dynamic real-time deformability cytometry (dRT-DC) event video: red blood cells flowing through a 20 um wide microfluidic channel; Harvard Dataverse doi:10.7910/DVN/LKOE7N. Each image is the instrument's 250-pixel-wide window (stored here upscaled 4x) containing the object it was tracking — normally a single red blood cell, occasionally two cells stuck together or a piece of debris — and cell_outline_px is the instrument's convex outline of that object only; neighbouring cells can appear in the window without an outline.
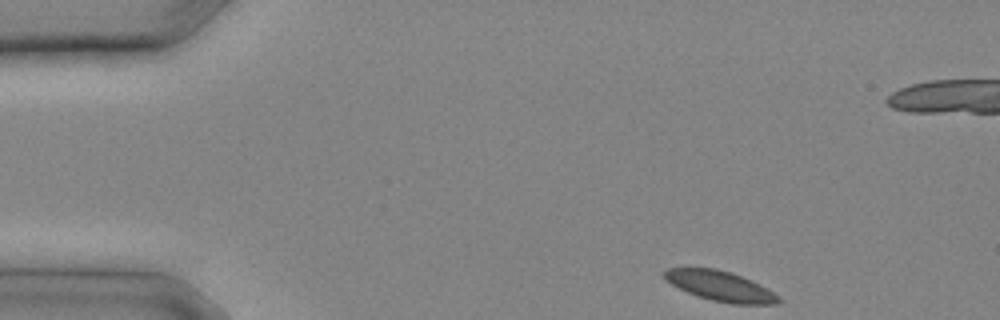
{"species": "common noctule bat (a hibernating species)", "species_latin": "Nyctalus noctula", "temperature_condition": "cold", "stored_images_in_passage": 15, "camera_frame_rate_fps": 3000, "um_per_image_px": 0.085, "animal": {"sex": "male", "body_mass_g": 20.4}, "frame": {"image": 1, "passage_image": 1, "time_ms": 0.0, "image_size_px": [1000, 320], "cell_outline_px": [[780, 300], [776, 304], [732, 304], [712, 300], [696, 296], [672, 284], [664, 276], [664, 272], [668, 268], [716, 268], [732, 272], [760, 284], [780, 296]], "centroid_in_image_um": [61.26, 24.32], "position_along_channel_um": 23.7, "area_um2": 19.83}}
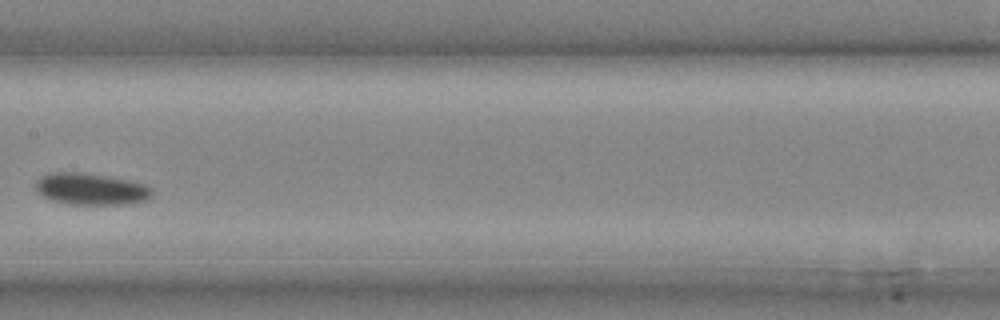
{"frame": {"image": 2, "passage_image": 11, "time_ms": 3.333, "image_size_px": [1000, 320], "cell_outline_px": [[152, 192], [148, 200], [128, 204], [68, 204], [52, 200], [36, 192], [36, 180], [40, 176], [48, 172], [80, 172], [108, 176], [128, 180], [144, 184], [152, 188]], "centroid_in_image_um": [7.71, 16.06], "position_along_channel_um": 199.7, "area_um2": 21.62}}
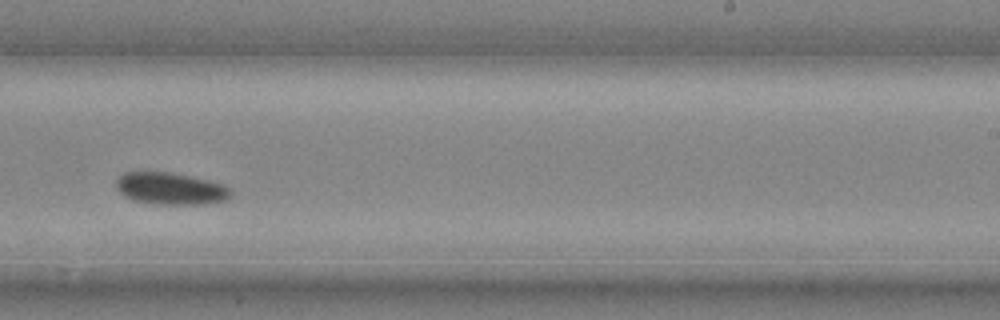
{"frame": {"image": 3, "passage_image": 14, "time_ms": 4.333, "image_size_px": [1000, 320], "cell_outline_px": [[232, 196], [228, 200], [204, 204], [156, 204], [132, 200], [124, 196], [116, 188], [116, 180], [124, 172], [168, 172], [208, 180], [224, 184], [232, 192]], "centroid_in_image_um": [14.51, 16.04], "position_along_channel_um": 274.5, "area_um2": 21.44}}